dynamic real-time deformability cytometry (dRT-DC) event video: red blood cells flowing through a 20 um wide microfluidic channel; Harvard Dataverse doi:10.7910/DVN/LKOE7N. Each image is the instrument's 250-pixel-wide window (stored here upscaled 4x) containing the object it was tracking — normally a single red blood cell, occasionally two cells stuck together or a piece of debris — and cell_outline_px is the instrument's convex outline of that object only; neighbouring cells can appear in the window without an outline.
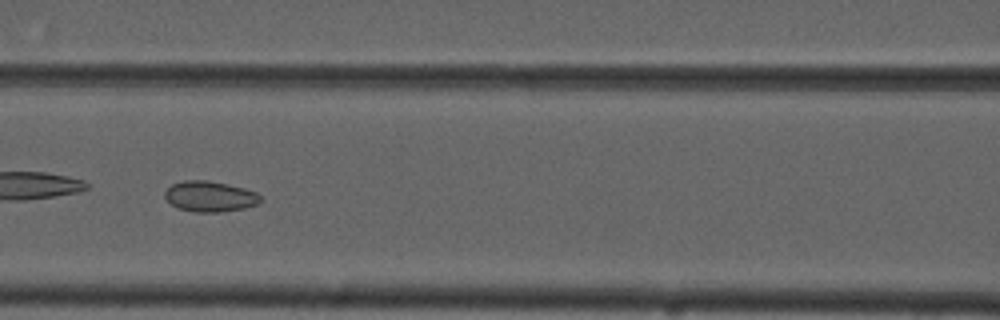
{"species": "common noctule bat (a hibernating species)", "species_latin": "Nyctalus noctula", "temperature_condition": "cold", "stored_images_in_passage": 14, "camera_frame_rate_fps": 3000, "um_per_image_px": 0.085, "animal": {"sex": "male", "forearm_length_mm": 52.5}, "frame": {"image": 1, "passage_image": 7, "time_ms": 8.0, "image_size_px": [1000, 320], "cell_outline_px": [[264, 200], [260, 204], [244, 208], [220, 212], [196, 212], [176, 208], [164, 196], [164, 192], [172, 184], [184, 180], [204, 180], [228, 184], [244, 188], [256, 192], [264, 196]], "centroid_in_image_um": [17.9, 16.7], "position_along_channel_um": 148.7, "area_um2": 17.28}}
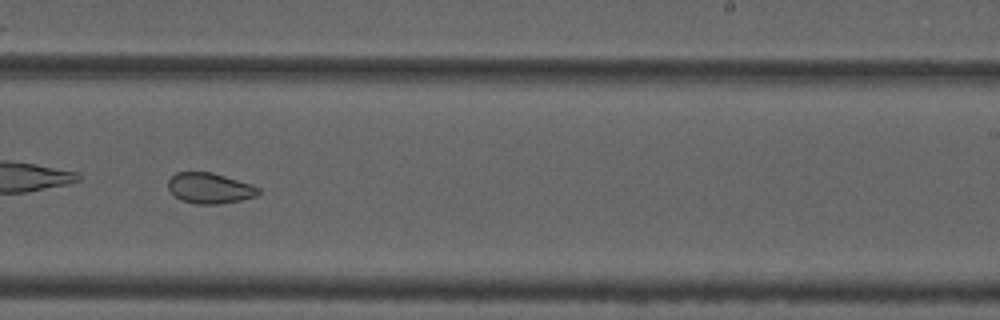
{"frame": {"image": 2, "passage_image": 10, "time_ms": 11.333, "image_size_px": [1000, 320], "cell_outline_px": [[260, 192], [256, 196], [240, 200], [220, 204], [196, 204], [180, 200], [168, 188], [168, 180], [176, 172], [212, 172], [252, 184], [260, 188]], "centroid_in_image_um": [17.84, 15.99], "position_along_channel_um": 271.2, "area_um2": 16.13}, "authors_computed_cell_mechanics": {"area_um2": 19.1896, "velocity_mm_per_s": 3.7033, "shape_relaxation_time_tau1_ms": null, "shape_relaxation_time_tau2_ms": 1.7458, "deformation_change_tau1": null, "deformation_change_tau2": 0.0442}}